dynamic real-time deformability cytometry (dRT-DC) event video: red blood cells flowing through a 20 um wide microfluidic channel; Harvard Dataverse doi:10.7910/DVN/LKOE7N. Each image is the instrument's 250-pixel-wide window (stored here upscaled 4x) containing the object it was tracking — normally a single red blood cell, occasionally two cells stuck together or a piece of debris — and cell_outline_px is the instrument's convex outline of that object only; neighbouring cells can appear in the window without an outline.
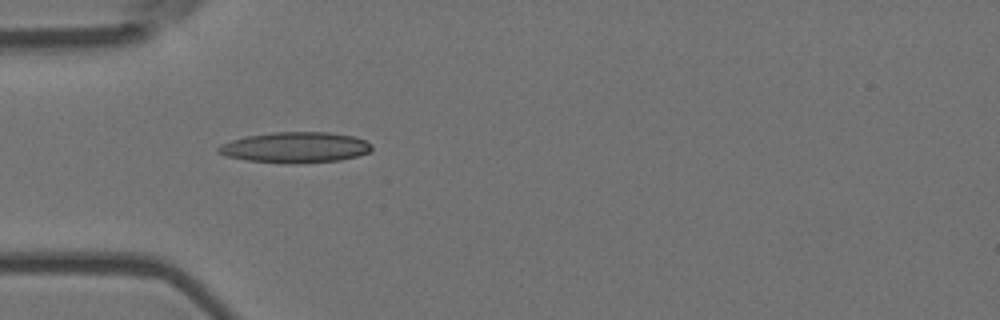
{"species": "Egyptian fruit bat (a non-hibernating species)", "species_latin": "Rousettus aegyptiacus", "temperature_condition": "room temperature", "stored_images_in_passage": 11, "camera_frame_rate_fps": 3000, "um_per_image_px": 0.085, "animal": {"sex": "female"}, "frame": {"image": 1, "passage_image": 2, "time_ms": 0.333, "image_size_px": [1000, 320], "cell_outline_px": [[372, 148], [368, 152], [356, 156], [340, 160], [248, 160], [224, 156], [216, 152], [216, 148], [220, 144], [232, 140], [248, 136], [272, 132], [328, 132], [356, 136], [372, 144]], "centroid_in_image_um": [25.09, 12.47], "position_along_channel_um": 59.9, "area_um2": 26.18}}
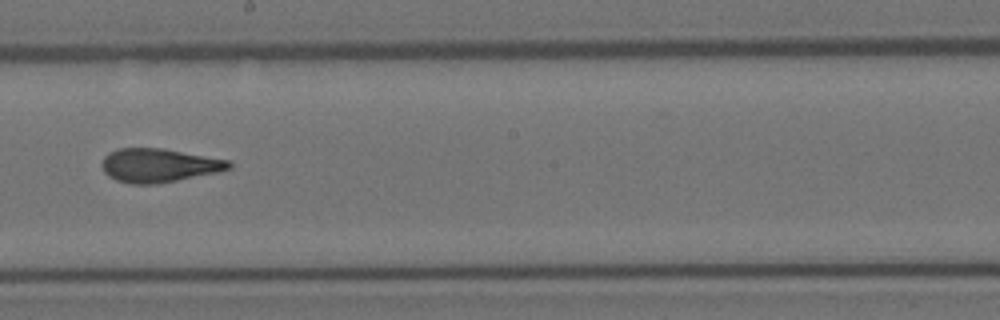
{"frame": {"image": 2, "passage_image": 6, "time_ms": 1.667, "image_size_px": [1000, 320], "cell_outline_px": [[232, 168], [216, 172], [156, 184], [132, 184], [116, 180], [108, 176], [104, 172], [100, 164], [104, 156], [108, 152], [120, 148], [160, 148], [228, 160], [232, 164]], "centroid_in_image_um": [13.44, 14.05], "position_along_channel_um": 234.8, "area_um2": 24.74}}
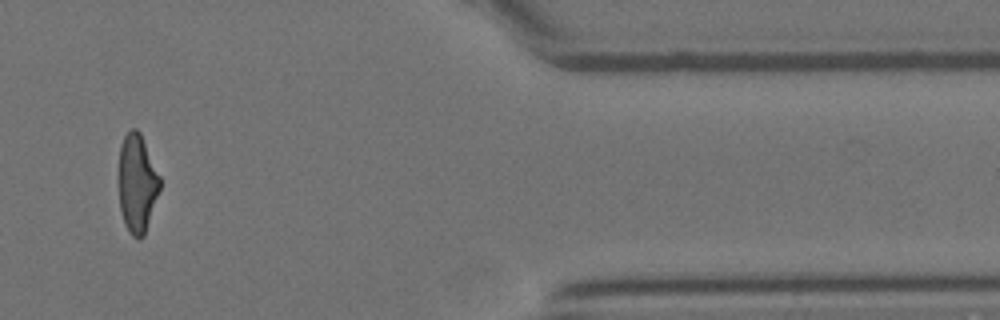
{"frame": {"image": 3, "passage_image": 10, "time_ms": 3.0, "image_size_px": [1000, 320], "cell_outline_px": [[160, 188], [144, 236], [140, 240], [132, 236], [128, 232], [124, 224], [120, 208], [120, 144], [124, 136], [132, 128], [136, 128], [140, 132], [160, 176]], "centroid_in_image_um": [11.66, 15.61], "position_along_channel_um": 399.7, "area_um2": 23.35}}